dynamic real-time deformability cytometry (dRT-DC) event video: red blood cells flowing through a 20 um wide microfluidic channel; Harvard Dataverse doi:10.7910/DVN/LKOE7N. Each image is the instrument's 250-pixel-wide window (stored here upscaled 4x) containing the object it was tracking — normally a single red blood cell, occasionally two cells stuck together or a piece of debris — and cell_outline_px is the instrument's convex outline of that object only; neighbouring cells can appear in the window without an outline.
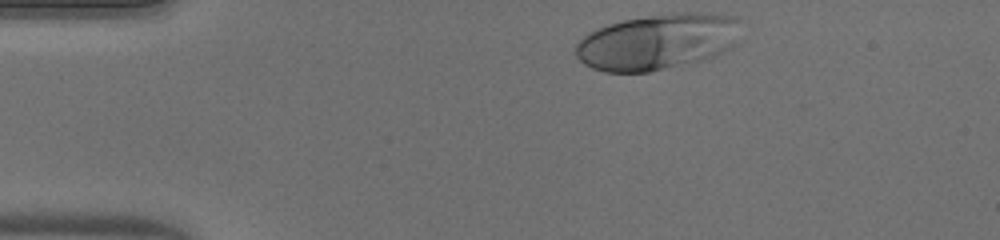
{"species": "human", "species_latin": "Homo sapiens", "temperature_condition": "warm", "stored_images_in_passage": 33, "camera_frame_rate_fps": 3000, "um_per_image_px": 0.085, "donor": {"sex": "male"}, "frame": {"image": 1, "passage_image": 1, "time_ms": 0.0, "image_size_px": [1000, 240], "cell_outline_px": [[740, 20], [736, 44], [732, 48], [712, 56], [700, 60], [648, 72], [604, 72], [592, 68], [584, 64], [576, 56], [576, 44], [584, 36], [596, 28], [608, 24], [624, 20], [648, 16], [676, 12], [720, 12], [736, 16]], "centroid_in_image_um": [55.92, 3.52], "position_along_channel_um": 29.1, "area_um2": 54.04}}
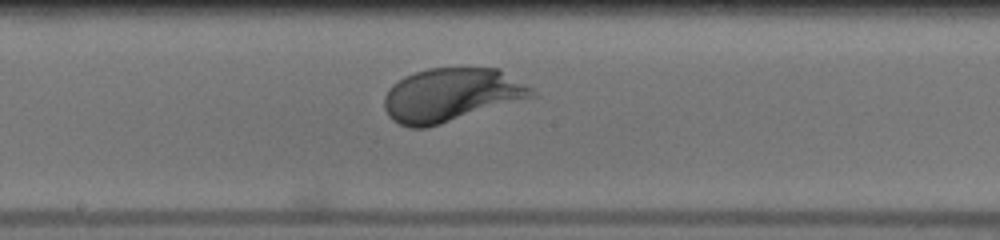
{"frame": {"image": 2, "passage_image": 19, "time_ms": 6.0, "image_size_px": [1000, 240], "cell_outline_px": [[540, 96], [428, 128], [408, 128], [392, 120], [388, 116], [384, 108], [384, 96], [388, 88], [392, 84], [404, 76], [428, 68], [500, 68], [532, 88]], "centroid_in_image_um": [38.38, 8.09], "position_along_channel_um": 209.8, "area_um2": 46.82}}
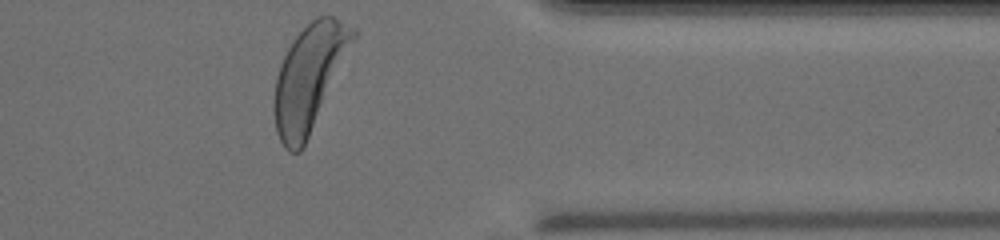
{"frame": {"image": 3, "passage_image": 33, "time_ms": 10.667, "image_size_px": [1000, 240], "cell_outline_px": [[356, 36], [308, 136], [300, 152], [288, 152], [284, 148], [276, 132], [272, 108], [272, 100], [276, 76], [280, 64], [292, 40], [316, 16], [332, 16], [356, 28]], "centroid_in_image_um": [26.22, 6.6], "position_along_channel_um": 385.2, "area_um2": 47.63}, "authors_computed_cell_mechanics": {"area_um2": 45.8354, "velocity_mm_per_s": 4.0422, "shape_relaxation_time_tau1_ms": 1.5935, "shape_relaxation_time_tau2_ms": null, "deformation_change_tau1": 0.1767, "deformation_change_tau2": null}}